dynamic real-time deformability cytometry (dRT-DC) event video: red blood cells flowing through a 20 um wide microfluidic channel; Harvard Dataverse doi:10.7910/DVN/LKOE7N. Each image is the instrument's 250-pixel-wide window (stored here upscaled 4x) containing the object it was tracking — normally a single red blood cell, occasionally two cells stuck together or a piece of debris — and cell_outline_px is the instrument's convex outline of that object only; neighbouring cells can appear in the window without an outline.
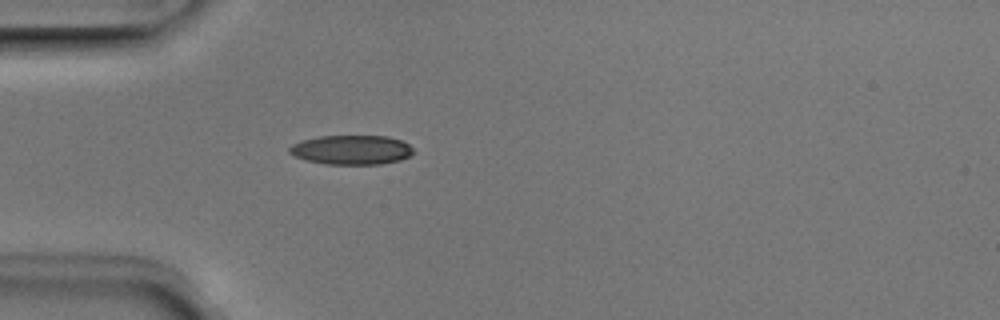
{"species": "Egyptian fruit bat (a non-hibernating species)", "species_latin": "Rousettus aegyptiacus", "temperature_condition": "room temperature", "stored_images_in_passage": 15, "camera_frame_rate_fps": 3000, "um_per_image_px": 0.085, "animal": {"sex": "male"}, "frame": {"image": 1, "passage_image": 1, "time_ms": 0.0, "image_size_px": [1000, 320], "cell_outline_px": [[412, 152], [408, 156], [400, 160], [380, 164], [328, 164], [304, 160], [288, 152], [288, 148], [292, 144], [300, 140], [320, 136], [388, 136], [400, 140], [408, 144], [412, 148]], "centroid_in_image_um": [29.83, 12.73], "position_along_channel_um": 55.2, "area_um2": 21.15}}
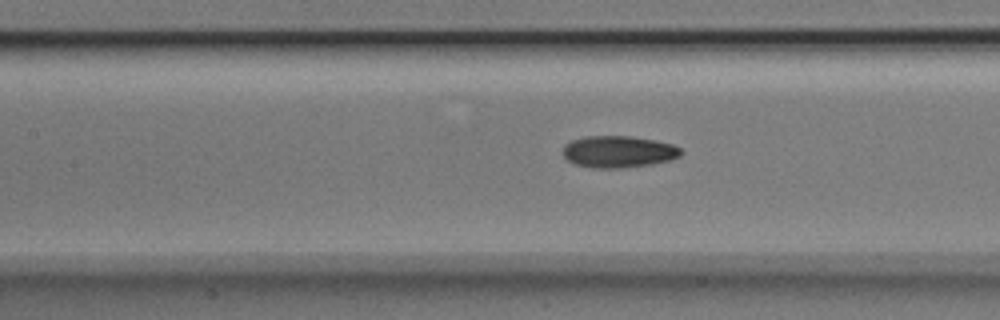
{"frame": {"image": 2, "passage_image": 9, "time_ms": 2.667, "image_size_px": [1000, 320], "cell_outline_px": [[684, 152], [680, 156], [672, 160], [652, 164], [620, 168], [592, 168], [576, 164], [568, 160], [564, 156], [564, 144], [572, 140], [584, 136], [632, 136], [656, 140], [672, 144], [680, 148]], "centroid_in_image_um": [52.6, 12.89], "position_along_channel_um": 154.8, "area_um2": 22.02}}
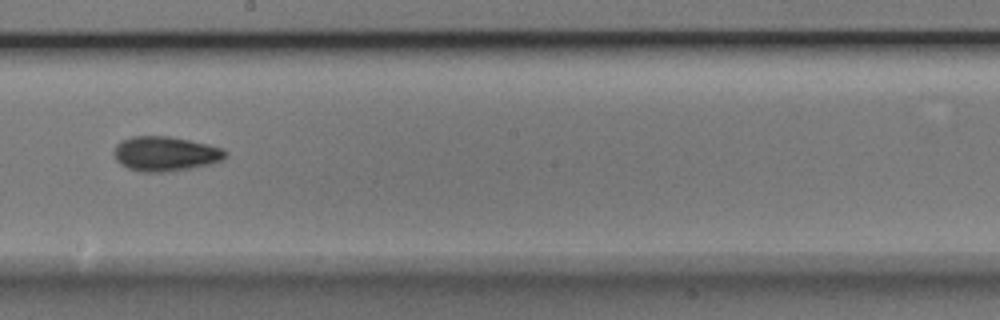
{"frame": {"image": 3, "passage_image": 15, "time_ms": 4.667, "image_size_px": [1000, 320], "cell_outline_px": [[228, 152], [224, 160], [208, 164], [188, 168], [164, 172], [140, 172], [128, 168], [120, 164], [116, 160], [112, 152], [116, 144], [120, 140], [132, 136], [168, 136], [208, 144], [224, 148]], "centroid_in_image_um": [14.03, 13.06], "position_along_channel_um": 234.2, "area_um2": 22.66}}